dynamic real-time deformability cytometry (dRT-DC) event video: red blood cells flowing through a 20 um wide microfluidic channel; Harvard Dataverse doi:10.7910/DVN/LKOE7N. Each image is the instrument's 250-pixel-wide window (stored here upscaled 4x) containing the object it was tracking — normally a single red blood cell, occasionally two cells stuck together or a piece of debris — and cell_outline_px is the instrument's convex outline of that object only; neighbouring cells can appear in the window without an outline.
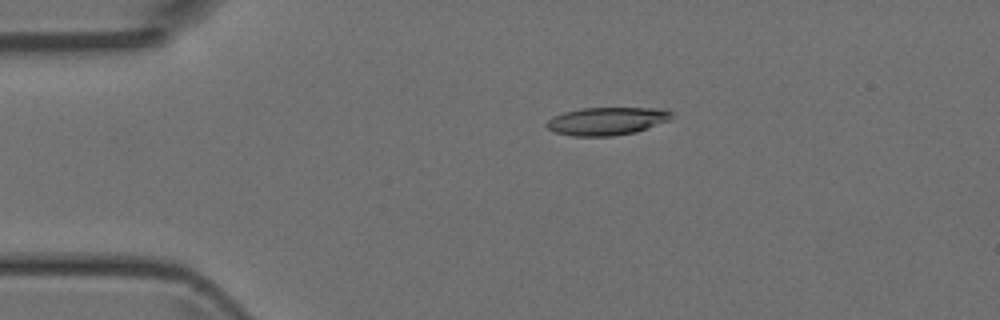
{"species": "Egyptian fruit bat (a non-hibernating species)", "species_latin": "Rousettus aegyptiacus", "temperature_condition": "room temperature", "stored_images_in_passage": 4, "camera_frame_rate_fps": 3000, "um_per_image_px": 0.085, "animal": {"sex": "female"}, "frame": {"image": 1, "passage_image": 2, "time_ms": 2.0, "image_size_px": [1000, 320], "cell_outline_px": [[672, 116], [668, 120], [636, 132], [612, 136], [572, 136], [556, 132], [548, 128], [544, 124], [552, 116], [564, 112], [580, 108], [664, 108], [672, 112]], "centroid_in_image_um": [51.55, 10.29], "position_along_channel_um": 33.4, "area_um2": 20.29}}